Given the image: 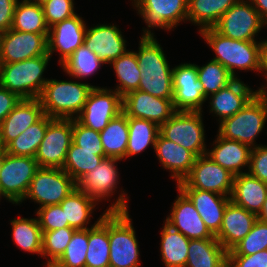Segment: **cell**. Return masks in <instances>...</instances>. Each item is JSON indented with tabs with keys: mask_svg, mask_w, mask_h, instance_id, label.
I'll return each mask as SVG.
<instances>
[{
	"mask_svg": "<svg viewBox=\"0 0 267 267\" xmlns=\"http://www.w3.org/2000/svg\"><path fill=\"white\" fill-rule=\"evenodd\" d=\"M257 219L267 223V198L264 201L261 212L258 214Z\"/></svg>",
	"mask_w": 267,
	"mask_h": 267,
	"instance_id": "cell-56",
	"label": "cell"
},
{
	"mask_svg": "<svg viewBox=\"0 0 267 267\" xmlns=\"http://www.w3.org/2000/svg\"><path fill=\"white\" fill-rule=\"evenodd\" d=\"M135 51L140 67L138 90L152 96L173 99V68L167 60L163 47L155 37H141Z\"/></svg>",
	"mask_w": 267,
	"mask_h": 267,
	"instance_id": "cell-1",
	"label": "cell"
},
{
	"mask_svg": "<svg viewBox=\"0 0 267 267\" xmlns=\"http://www.w3.org/2000/svg\"><path fill=\"white\" fill-rule=\"evenodd\" d=\"M163 169L171 173L176 184L190 173L197 156L182 146L163 138L160 134L153 150Z\"/></svg>",
	"mask_w": 267,
	"mask_h": 267,
	"instance_id": "cell-27",
	"label": "cell"
},
{
	"mask_svg": "<svg viewBox=\"0 0 267 267\" xmlns=\"http://www.w3.org/2000/svg\"><path fill=\"white\" fill-rule=\"evenodd\" d=\"M18 0H0V33L11 29Z\"/></svg>",
	"mask_w": 267,
	"mask_h": 267,
	"instance_id": "cell-51",
	"label": "cell"
},
{
	"mask_svg": "<svg viewBox=\"0 0 267 267\" xmlns=\"http://www.w3.org/2000/svg\"><path fill=\"white\" fill-rule=\"evenodd\" d=\"M196 68L205 98L218 92L235 79L223 65L213 59L202 66L196 64Z\"/></svg>",
	"mask_w": 267,
	"mask_h": 267,
	"instance_id": "cell-42",
	"label": "cell"
},
{
	"mask_svg": "<svg viewBox=\"0 0 267 267\" xmlns=\"http://www.w3.org/2000/svg\"><path fill=\"white\" fill-rule=\"evenodd\" d=\"M234 176L205 154L196 158L183 182L193 189L212 191L230 197Z\"/></svg>",
	"mask_w": 267,
	"mask_h": 267,
	"instance_id": "cell-17",
	"label": "cell"
},
{
	"mask_svg": "<svg viewBox=\"0 0 267 267\" xmlns=\"http://www.w3.org/2000/svg\"><path fill=\"white\" fill-rule=\"evenodd\" d=\"M267 122V110L253 97L239 112L218 123V134L223 138L235 140L257 147L256 140L263 132Z\"/></svg>",
	"mask_w": 267,
	"mask_h": 267,
	"instance_id": "cell-8",
	"label": "cell"
},
{
	"mask_svg": "<svg viewBox=\"0 0 267 267\" xmlns=\"http://www.w3.org/2000/svg\"><path fill=\"white\" fill-rule=\"evenodd\" d=\"M29 2L38 4V5H43L45 2L49 1V0H28Z\"/></svg>",
	"mask_w": 267,
	"mask_h": 267,
	"instance_id": "cell-59",
	"label": "cell"
},
{
	"mask_svg": "<svg viewBox=\"0 0 267 267\" xmlns=\"http://www.w3.org/2000/svg\"><path fill=\"white\" fill-rule=\"evenodd\" d=\"M122 112L127 117L149 120L160 126L176 111L173 99H163L134 90L122 97Z\"/></svg>",
	"mask_w": 267,
	"mask_h": 267,
	"instance_id": "cell-18",
	"label": "cell"
},
{
	"mask_svg": "<svg viewBox=\"0 0 267 267\" xmlns=\"http://www.w3.org/2000/svg\"><path fill=\"white\" fill-rule=\"evenodd\" d=\"M160 237V257L164 266L185 267L190 239L165 222Z\"/></svg>",
	"mask_w": 267,
	"mask_h": 267,
	"instance_id": "cell-33",
	"label": "cell"
},
{
	"mask_svg": "<svg viewBox=\"0 0 267 267\" xmlns=\"http://www.w3.org/2000/svg\"><path fill=\"white\" fill-rule=\"evenodd\" d=\"M122 112V96L111 88L94 87L76 120L83 126L101 132Z\"/></svg>",
	"mask_w": 267,
	"mask_h": 267,
	"instance_id": "cell-14",
	"label": "cell"
},
{
	"mask_svg": "<svg viewBox=\"0 0 267 267\" xmlns=\"http://www.w3.org/2000/svg\"><path fill=\"white\" fill-rule=\"evenodd\" d=\"M20 101L16 93L0 85V124Z\"/></svg>",
	"mask_w": 267,
	"mask_h": 267,
	"instance_id": "cell-52",
	"label": "cell"
},
{
	"mask_svg": "<svg viewBox=\"0 0 267 267\" xmlns=\"http://www.w3.org/2000/svg\"><path fill=\"white\" fill-rule=\"evenodd\" d=\"M48 54V34L10 29L0 33V63H16Z\"/></svg>",
	"mask_w": 267,
	"mask_h": 267,
	"instance_id": "cell-15",
	"label": "cell"
},
{
	"mask_svg": "<svg viewBox=\"0 0 267 267\" xmlns=\"http://www.w3.org/2000/svg\"><path fill=\"white\" fill-rule=\"evenodd\" d=\"M173 106L175 111L203 112L206 98L198 80L194 63H181L173 67Z\"/></svg>",
	"mask_w": 267,
	"mask_h": 267,
	"instance_id": "cell-16",
	"label": "cell"
},
{
	"mask_svg": "<svg viewBox=\"0 0 267 267\" xmlns=\"http://www.w3.org/2000/svg\"><path fill=\"white\" fill-rule=\"evenodd\" d=\"M213 28L234 40L258 41L256 37L266 27L252 2L239 0L220 17Z\"/></svg>",
	"mask_w": 267,
	"mask_h": 267,
	"instance_id": "cell-12",
	"label": "cell"
},
{
	"mask_svg": "<svg viewBox=\"0 0 267 267\" xmlns=\"http://www.w3.org/2000/svg\"><path fill=\"white\" fill-rule=\"evenodd\" d=\"M5 152H6V148H5V146L3 145V142L0 139V168H1L2 158H3V155H4Z\"/></svg>",
	"mask_w": 267,
	"mask_h": 267,
	"instance_id": "cell-57",
	"label": "cell"
},
{
	"mask_svg": "<svg viewBox=\"0 0 267 267\" xmlns=\"http://www.w3.org/2000/svg\"><path fill=\"white\" fill-rule=\"evenodd\" d=\"M44 115L39 98L21 99L0 124V139L3 145L6 147Z\"/></svg>",
	"mask_w": 267,
	"mask_h": 267,
	"instance_id": "cell-25",
	"label": "cell"
},
{
	"mask_svg": "<svg viewBox=\"0 0 267 267\" xmlns=\"http://www.w3.org/2000/svg\"><path fill=\"white\" fill-rule=\"evenodd\" d=\"M132 6L147 26L141 37L156 36L154 28L173 31L187 21L188 0H132Z\"/></svg>",
	"mask_w": 267,
	"mask_h": 267,
	"instance_id": "cell-7",
	"label": "cell"
},
{
	"mask_svg": "<svg viewBox=\"0 0 267 267\" xmlns=\"http://www.w3.org/2000/svg\"><path fill=\"white\" fill-rule=\"evenodd\" d=\"M109 212L93 228L88 229L85 267H109Z\"/></svg>",
	"mask_w": 267,
	"mask_h": 267,
	"instance_id": "cell-32",
	"label": "cell"
},
{
	"mask_svg": "<svg viewBox=\"0 0 267 267\" xmlns=\"http://www.w3.org/2000/svg\"><path fill=\"white\" fill-rule=\"evenodd\" d=\"M103 65H105V63L83 44L60 66H62L61 69L63 72L72 79L84 80L91 77V75L97 74L96 72L100 70Z\"/></svg>",
	"mask_w": 267,
	"mask_h": 267,
	"instance_id": "cell-40",
	"label": "cell"
},
{
	"mask_svg": "<svg viewBox=\"0 0 267 267\" xmlns=\"http://www.w3.org/2000/svg\"><path fill=\"white\" fill-rule=\"evenodd\" d=\"M176 188L179 194L163 222L190 240L216 238L206 227L189 197L180 188Z\"/></svg>",
	"mask_w": 267,
	"mask_h": 267,
	"instance_id": "cell-19",
	"label": "cell"
},
{
	"mask_svg": "<svg viewBox=\"0 0 267 267\" xmlns=\"http://www.w3.org/2000/svg\"><path fill=\"white\" fill-rule=\"evenodd\" d=\"M88 229L75 230L65 252L56 261L63 267H85Z\"/></svg>",
	"mask_w": 267,
	"mask_h": 267,
	"instance_id": "cell-44",
	"label": "cell"
},
{
	"mask_svg": "<svg viewBox=\"0 0 267 267\" xmlns=\"http://www.w3.org/2000/svg\"><path fill=\"white\" fill-rule=\"evenodd\" d=\"M76 14L71 18L58 22L49 28L48 54L59 53L58 64H62L72 53L84 44L87 23Z\"/></svg>",
	"mask_w": 267,
	"mask_h": 267,
	"instance_id": "cell-20",
	"label": "cell"
},
{
	"mask_svg": "<svg viewBox=\"0 0 267 267\" xmlns=\"http://www.w3.org/2000/svg\"><path fill=\"white\" fill-rule=\"evenodd\" d=\"M45 264L43 265L45 267H63V266L59 265L57 262H45Z\"/></svg>",
	"mask_w": 267,
	"mask_h": 267,
	"instance_id": "cell-58",
	"label": "cell"
},
{
	"mask_svg": "<svg viewBox=\"0 0 267 267\" xmlns=\"http://www.w3.org/2000/svg\"><path fill=\"white\" fill-rule=\"evenodd\" d=\"M73 142L82 150L96 151V155L106 158L100 132L87 128L73 119Z\"/></svg>",
	"mask_w": 267,
	"mask_h": 267,
	"instance_id": "cell-46",
	"label": "cell"
},
{
	"mask_svg": "<svg viewBox=\"0 0 267 267\" xmlns=\"http://www.w3.org/2000/svg\"><path fill=\"white\" fill-rule=\"evenodd\" d=\"M267 198V183L249 175L248 173L234 176V183L230 201L255 214L261 212Z\"/></svg>",
	"mask_w": 267,
	"mask_h": 267,
	"instance_id": "cell-29",
	"label": "cell"
},
{
	"mask_svg": "<svg viewBox=\"0 0 267 267\" xmlns=\"http://www.w3.org/2000/svg\"><path fill=\"white\" fill-rule=\"evenodd\" d=\"M259 13L261 19L267 22V0H250Z\"/></svg>",
	"mask_w": 267,
	"mask_h": 267,
	"instance_id": "cell-55",
	"label": "cell"
},
{
	"mask_svg": "<svg viewBox=\"0 0 267 267\" xmlns=\"http://www.w3.org/2000/svg\"><path fill=\"white\" fill-rule=\"evenodd\" d=\"M254 89L240 78L234 79L230 84L221 88L218 92L209 95V113L217 117L218 123L227 117H231L246 106L253 98Z\"/></svg>",
	"mask_w": 267,
	"mask_h": 267,
	"instance_id": "cell-23",
	"label": "cell"
},
{
	"mask_svg": "<svg viewBox=\"0 0 267 267\" xmlns=\"http://www.w3.org/2000/svg\"><path fill=\"white\" fill-rule=\"evenodd\" d=\"M267 76V39H260L258 74Z\"/></svg>",
	"mask_w": 267,
	"mask_h": 267,
	"instance_id": "cell-53",
	"label": "cell"
},
{
	"mask_svg": "<svg viewBox=\"0 0 267 267\" xmlns=\"http://www.w3.org/2000/svg\"><path fill=\"white\" fill-rule=\"evenodd\" d=\"M198 32L214 51L213 60L223 65L235 79L239 78L238 70L258 72L260 38L259 41L234 40L220 34L213 27Z\"/></svg>",
	"mask_w": 267,
	"mask_h": 267,
	"instance_id": "cell-2",
	"label": "cell"
},
{
	"mask_svg": "<svg viewBox=\"0 0 267 267\" xmlns=\"http://www.w3.org/2000/svg\"><path fill=\"white\" fill-rule=\"evenodd\" d=\"M203 112L176 111L164 124L160 125V135L197 157L207 153Z\"/></svg>",
	"mask_w": 267,
	"mask_h": 267,
	"instance_id": "cell-6",
	"label": "cell"
},
{
	"mask_svg": "<svg viewBox=\"0 0 267 267\" xmlns=\"http://www.w3.org/2000/svg\"><path fill=\"white\" fill-rule=\"evenodd\" d=\"M216 137L211 144L213 148H208L206 155L234 175L247 173L252 148L247 144L223 138L218 133Z\"/></svg>",
	"mask_w": 267,
	"mask_h": 267,
	"instance_id": "cell-26",
	"label": "cell"
},
{
	"mask_svg": "<svg viewBox=\"0 0 267 267\" xmlns=\"http://www.w3.org/2000/svg\"><path fill=\"white\" fill-rule=\"evenodd\" d=\"M49 54L16 63H0V85L21 99L39 98L49 79L43 77Z\"/></svg>",
	"mask_w": 267,
	"mask_h": 267,
	"instance_id": "cell-4",
	"label": "cell"
},
{
	"mask_svg": "<svg viewBox=\"0 0 267 267\" xmlns=\"http://www.w3.org/2000/svg\"><path fill=\"white\" fill-rule=\"evenodd\" d=\"M129 127V139L126 149V159L132 158L140 154L151 146L152 149L155 147V142L160 134V126L156 123L145 120L128 117Z\"/></svg>",
	"mask_w": 267,
	"mask_h": 267,
	"instance_id": "cell-36",
	"label": "cell"
},
{
	"mask_svg": "<svg viewBox=\"0 0 267 267\" xmlns=\"http://www.w3.org/2000/svg\"><path fill=\"white\" fill-rule=\"evenodd\" d=\"M14 244L20 250L42 256V230L38 218H25L20 215L10 220Z\"/></svg>",
	"mask_w": 267,
	"mask_h": 267,
	"instance_id": "cell-35",
	"label": "cell"
},
{
	"mask_svg": "<svg viewBox=\"0 0 267 267\" xmlns=\"http://www.w3.org/2000/svg\"><path fill=\"white\" fill-rule=\"evenodd\" d=\"M129 196L125 189L120 190L119 196L115 202H111L102 215L94 222L88 225L93 218V212L98 206V202L78 188H75L66 198H64L60 206L64 211L65 222L69 223V227L78 229H90L96 226L107 212H128ZM90 226V227H89Z\"/></svg>",
	"mask_w": 267,
	"mask_h": 267,
	"instance_id": "cell-11",
	"label": "cell"
},
{
	"mask_svg": "<svg viewBox=\"0 0 267 267\" xmlns=\"http://www.w3.org/2000/svg\"><path fill=\"white\" fill-rule=\"evenodd\" d=\"M4 199L5 197L2 195L1 191H0V202H1V199Z\"/></svg>",
	"mask_w": 267,
	"mask_h": 267,
	"instance_id": "cell-61",
	"label": "cell"
},
{
	"mask_svg": "<svg viewBox=\"0 0 267 267\" xmlns=\"http://www.w3.org/2000/svg\"><path fill=\"white\" fill-rule=\"evenodd\" d=\"M94 87L100 86L49 78L39 97L44 114L53 119H76Z\"/></svg>",
	"mask_w": 267,
	"mask_h": 267,
	"instance_id": "cell-3",
	"label": "cell"
},
{
	"mask_svg": "<svg viewBox=\"0 0 267 267\" xmlns=\"http://www.w3.org/2000/svg\"><path fill=\"white\" fill-rule=\"evenodd\" d=\"M222 267H233V266L229 263V261H227Z\"/></svg>",
	"mask_w": 267,
	"mask_h": 267,
	"instance_id": "cell-60",
	"label": "cell"
},
{
	"mask_svg": "<svg viewBox=\"0 0 267 267\" xmlns=\"http://www.w3.org/2000/svg\"><path fill=\"white\" fill-rule=\"evenodd\" d=\"M233 267H267V249L253 255H228Z\"/></svg>",
	"mask_w": 267,
	"mask_h": 267,
	"instance_id": "cell-50",
	"label": "cell"
},
{
	"mask_svg": "<svg viewBox=\"0 0 267 267\" xmlns=\"http://www.w3.org/2000/svg\"><path fill=\"white\" fill-rule=\"evenodd\" d=\"M36 210L34 213L37 215L42 232L69 227L60 204L47 205Z\"/></svg>",
	"mask_w": 267,
	"mask_h": 267,
	"instance_id": "cell-48",
	"label": "cell"
},
{
	"mask_svg": "<svg viewBox=\"0 0 267 267\" xmlns=\"http://www.w3.org/2000/svg\"><path fill=\"white\" fill-rule=\"evenodd\" d=\"M116 24L103 23L87 26L84 45L107 64L122 56L128 49L127 40Z\"/></svg>",
	"mask_w": 267,
	"mask_h": 267,
	"instance_id": "cell-21",
	"label": "cell"
},
{
	"mask_svg": "<svg viewBox=\"0 0 267 267\" xmlns=\"http://www.w3.org/2000/svg\"><path fill=\"white\" fill-rule=\"evenodd\" d=\"M100 138L106 157L126 159V149L129 139L128 117L119 113L100 132Z\"/></svg>",
	"mask_w": 267,
	"mask_h": 267,
	"instance_id": "cell-34",
	"label": "cell"
},
{
	"mask_svg": "<svg viewBox=\"0 0 267 267\" xmlns=\"http://www.w3.org/2000/svg\"><path fill=\"white\" fill-rule=\"evenodd\" d=\"M120 159L103 158L93 171L86 173L78 182L77 188L92 197L99 204L110 201L120 183L118 164ZM109 198V199H108Z\"/></svg>",
	"mask_w": 267,
	"mask_h": 267,
	"instance_id": "cell-22",
	"label": "cell"
},
{
	"mask_svg": "<svg viewBox=\"0 0 267 267\" xmlns=\"http://www.w3.org/2000/svg\"><path fill=\"white\" fill-rule=\"evenodd\" d=\"M239 0H188L187 22L198 31L213 27L220 17Z\"/></svg>",
	"mask_w": 267,
	"mask_h": 267,
	"instance_id": "cell-31",
	"label": "cell"
},
{
	"mask_svg": "<svg viewBox=\"0 0 267 267\" xmlns=\"http://www.w3.org/2000/svg\"><path fill=\"white\" fill-rule=\"evenodd\" d=\"M227 261L228 251L216 238L190 240L185 267H222Z\"/></svg>",
	"mask_w": 267,
	"mask_h": 267,
	"instance_id": "cell-30",
	"label": "cell"
},
{
	"mask_svg": "<svg viewBox=\"0 0 267 267\" xmlns=\"http://www.w3.org/2000/svg\"><path fill=\"white\" fill-rule=\"evenodd\" d=\"M109 65L117 77V83L113 90L122 97L127 93L138 90L140 83V67L136 58L135 51L127 50L122 56L113 60Z\"/></svg>",
	"mask_w": 267,
	"mask_h": 267,
	"instance_id": "cell-37",
	"label": "cell"
},
{
	"mask_svg": "<svg viewBox=\"0 0 267 267\" xmlns=\"http://www.w3.org/2000/svg\"><path fill=\"white\" fill-rule=\"evenodd\" d=\"M267 249V223L256 220L251 231L238 242L228 255H253Z\"/></svg>",
	"mask_w": 267,
	"mask_h": 267,
	"instance_id": "cell-45",
	"label": "cell"
},
{
	"mask_svg": "<svg viewBox=\"0 0 267 267\" xmlns=\"http://www.w3.org/2000/svg\"><path fill=\"white\" fill-rule=\"evenodd\" d=\"M247 173L267 183V145L252 148Z\"/></svg>",
	"mask_w": 267,
	"mask_h": 267,
	"instance_id": "cell-49",
	"label": "cell"
},
{
	"mask_svg": "<svg viewBox=\"0 0 267 267\" xmlns=\"http://www.w3.org/2000/svg\"><path fill=\"white\" fill-rule=\"evenodd\" d=\"M256 220L255 214L230 201L226 206L221 228L215 237L229 251L251 231Z\"/></svg>",
	"mask_w": 267,
	"mask_h": 267,
	"instance_id": "cell-28",
	"label": "cell"
},
{
	"mask_svg": "<svg viewBox=\"0 0 267 267\" xmlns=\"http://www.w3.org/2000/svg\"><path fill=\"white\" fill-rule=\"evenodd\" d=\"M102 159L96 151L82 150L72 141L62 169L77 183L86 173L93 171Z\"/></svg>",
	"mask_w": 267,
	"mask_h": 267,
	"instance_id": "cell-41",
	"label": "cell"
},
{
	"mask_svg": "<svg viewBox=\"0 0 267 267\" xmlns=\"http://www.w3.org/2000/svg\"><path fill=\"white\" fill-rule=\"evenodd\" d=\"M53 118L44 115L38 122L28 127L5 148L6 153L21 157H35L38 147L43 140L46 128Z\"/></svg>",
	"mask_w": 267,
	"mask_h": 267,
	"instance_id": "cell-39",
	"label": "cell"
},
{
	"mask_svg": "<svg viewBox=\"0 0 267 267\" xmlns=\"http://www.w3.org/2000/svg\"><path fill=\"white\" fill-rule=\"evenodd\" d=\"M75 188L76 181L62 168L40 167L20 204L27 199L37 203L38 208L60 204Z\"/></svg>",
	"mask_w": 267,
	"mask_h": 267,
	"instance_id": "cell-10",
	"label": "cell"
},
{
	"mask_svg": "<svg viewBox=\"0 0 267 267\" xmlns=\"http://www.w3.org/2000/svg\"><path fill=\"white\" fill-rule=\"evenodd\" d=\"M266 83L253 91V97L267 110V76H263Z\"/></svg>",
	"mask_w": 267,
	"mask_h": 267,
	"instance_id": "cell-54",
	"label": "cell"
},
{
	"mask_svg": "<svg viewBox=\"0 0 267 267\" xmlns=\"http://www.w3.org/2000/svg\"><path fill=\"white\" fill-rule=\"evenodd\" d=\"M74 0H49L42 5L45 22L50 28L54 24L76 15Z\"/></svg>",
	"mask_w": 267,
	"mask_h": 267,
	"instance_id": "cell-47",
	"label": "cell"
},
{
	"mask_svg": "<svg viewBox=\"0 0 267 267\" xmlns=\"http://www.w3.org/2000/svg\"><path fill=\"white\" fill-rule=\"evenodd\" d=\"M11 29L21 32L49 34L42 5L18 0Z\"/></svg>",
	"mask_w": 267,
	"mask_h": 267,
	"instance_id": "cell-38",
	"label": "cell"
},
{
	"mask_svg": "<svg viewBox=\"0 0 267 267\" xmlns=\"http://www.w3.org/2000/svg\"><path fill=\"white\" fill-rule=\"evenodd\" d=\"M192 201L206 227L215 236L222 225L223 215L230 197L206 190L188 187L183 181L177 185Z\"/></svg>",
	"mask_w": 267,
	"mask_h": 267,
	"instance_id": "cell-24",
	"label": "cell"
},
{
	"mask_svg": "<svg viewBox=\"0 0 267 267\" xmlns=\"http://www.w3.org/2000/svg\"><path fill=\"white\" fill-rule=\"evenodd\" d=\"M73 141V119H53L35 155L39 167L63 168Z\"/></svg>",
	"mask_w": 267,
	"mask_h": 267,
	"instance_id": "cell-13",
	"label": "cell"
},
{
	"mask_svg": "<svg viewBox=\"0 0 267 267\" xmlns=\"http://www.w3.org/2000/svg\"><path fill=\"white\" fill-rule=\"evenodd\" d=\"M109 267H140V245L128 212H109Z\"/></svg>",
	"mask_w": 267,
	"mask_h": 267,
	"instance_id": "cell-5",
	"label": "cell"
},
{
	"mask_svg": "<svg viewBox=\"0 0 267 267\" xmlns=\"http://www.w3.org/2000/svg\"><path fill=\"white\" fill-rule=\"evenodd\" d=\"M39 168L34 157L4 153L0 168V191L7 202L20 205Z\"/></svg>",
	"mask_w": 267,
	"mask_h": 267,
	"instance_id": "cell-9",
	"label": "cell"
},
{
	"mask_svg": "<svg viewBox=\"0 0 267 267\" xmlns=\"http://www.w3.org/2000/svg\"><path fill=\"white\" fill-rule=\"evenodd\" d=\"M75 228L63 227L60 229L42 232V258L46 262H56L65 252Z\"/></svg>",
	"mask_w": 267,
	"mask_h": 267,
	"instance_id": "cell-43",
	"label": "cell"
}]
</instances>
